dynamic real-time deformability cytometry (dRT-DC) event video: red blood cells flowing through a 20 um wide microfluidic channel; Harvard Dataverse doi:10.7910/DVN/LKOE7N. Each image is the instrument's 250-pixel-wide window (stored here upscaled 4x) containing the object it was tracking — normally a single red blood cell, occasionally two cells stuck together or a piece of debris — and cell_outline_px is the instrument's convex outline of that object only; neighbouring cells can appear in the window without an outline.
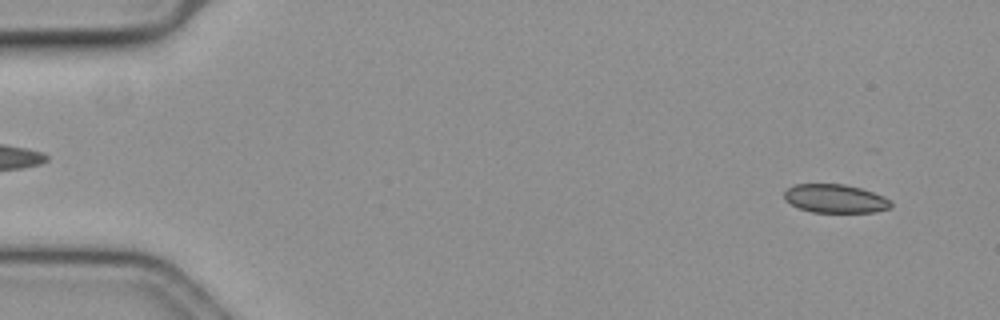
{"species": "common noctule bat (a hibernating species)", "species_latin": "Nyctalus noctula", "temperature_condition": "cold", "stored_images_in_passage": 20, "camera_frame_rate_fps": 3000, "um_per_image_px": 0.085, "animal": {"sex": "female", "body_mass_g": 19.3, "forearm_length_mm": 54.1}, "frame": {"image": 1, "passage_image": 4, "time_ms": 1.0, "image_size_px": [1000, 320], "cell_outline_px": [[892, 208], [876, 212], [812, 212], [800, 208], [784, 200], [784, 192], [788, 188], [796, 184], [844, 184], [860, 188], [884, 196], [892, 200]], "centroid_in_image_um": [71.03, 16.88], "position_along_channel_um": 14.0, "area_um2": 17.8}}
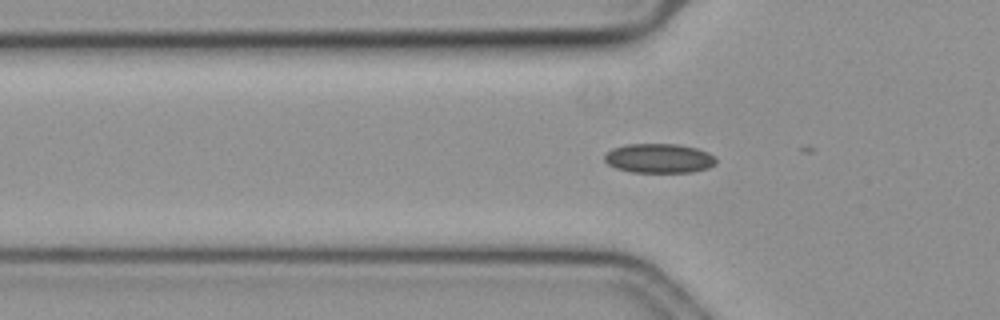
{"frame": {"image": 2, "passage_image": 19, "time_ms": 6.0, "image_size_px": [1000, 320], "cell_outline_px": [[716, 164], [708, 168], [692, 172], [632, 172], [616, 168], [608, 164], [604, 160], [604, 156], [612, 148], [628, 144], [680, 144], [696, 148], [708, 152], [716, 156]], "centroid_in_image_um": [56.05, 13.45], "position_along_channel_um": 69.8, "area_um2": 19.19}}